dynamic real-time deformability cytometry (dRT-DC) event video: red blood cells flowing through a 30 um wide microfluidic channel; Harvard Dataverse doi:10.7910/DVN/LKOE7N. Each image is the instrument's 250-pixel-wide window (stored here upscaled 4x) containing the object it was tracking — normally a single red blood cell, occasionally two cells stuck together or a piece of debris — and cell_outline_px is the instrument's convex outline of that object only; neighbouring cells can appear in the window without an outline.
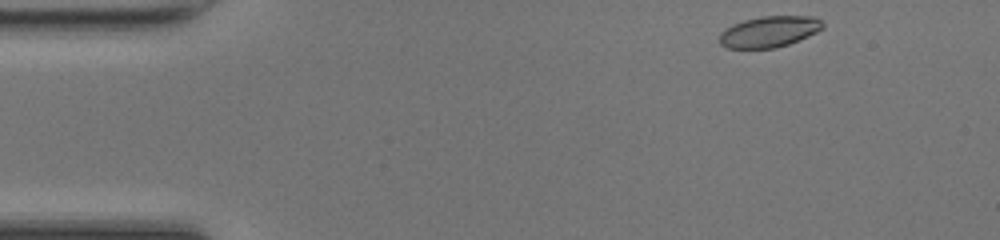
{"species": "common noctule bat (a hibernating species)", "species_latin": "Nyctalus noctula", "temperature_condition": "room temperature", "stored_images_in_passage": 44, "camera_frame_rate_fps": 3000, "um_per_image_px": 0.085, "animal": {"sex": "female", "body_mass_g": 17.0, "forearm_length_mm": 48.0}, "frame": {"image": 1, "passage_image": 1, "time_ms": 0.0, "image_size_px": [1000, 240], "cell_outline_px": [[824, 28], [808, 36], [788, 44], [776, 48], [728, 48], [720, 44], [720, 32], [724, 28], [732, 24], [744, 20], [764, 16], [816, 16], [824, 24]], "centroid_in_image_um": [65.38, 2.68], "position_along_channel_um": 19.6, "area_um2": 18.73}}
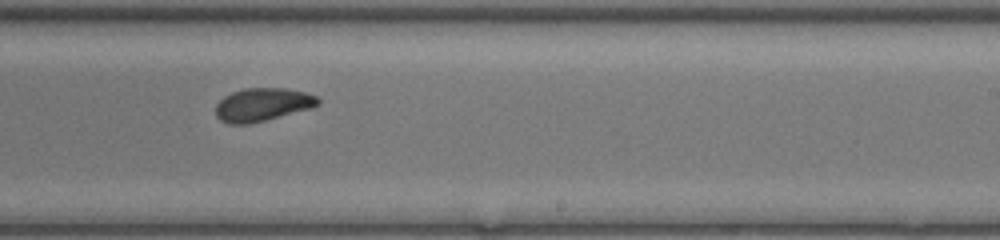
{"frame": {"image": 2, "passage_image": 25, "time_ms": 8.0, "image_size_px": [1000, 240], "cell_outline_px": [[320, 104], [312, 108], [248, 124], [228, 124], [220, 120], [216, 116], [216, 104], [224, 96], [232, 92], [244, 88], [284, 88], [304, 92], [316, 96], [320, 100]], "centroid_in_image_um": [22.3, 8.89], "position_along_channel_um": 266.7, "area_um2": 19.71}}
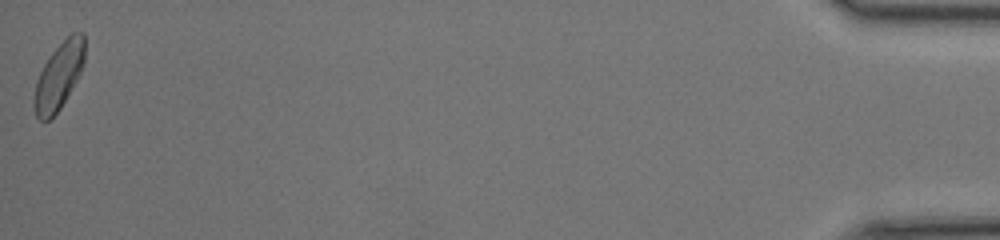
{"frame": {"image": 3, "passage_image": 44, "time_ms": 14.333, "image_size_px": [1000, 240], "cell_outline_px": [[84, 60], [80, 72], [76, 80], [60, 108], [48, 120], [40, 120], [36, 116], [32, 104], [36, 80], [44, 64], [52, 52], [72, 32], [84, 32]], "centroid_in_image_um": [4.98, 6.46], "position_along_channel_um": 430.2, "area_um2": 19.36}, "authors_computed_cell_mechanics": {"area_um2": 19.5075, "velocity_mm_per_s": 4.247, "shape_relaxation_time_tau1_ms": 9.9899, "shape_relaxation_time_tau2_ms": 1.5662, "deformation_change_tau1": 0.2846, "deformation_change_tau2": 0.0421}}